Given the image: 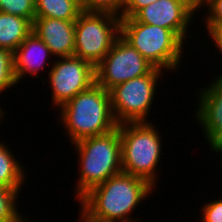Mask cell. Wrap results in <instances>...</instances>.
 I'll list each match as a JSON object with an SVG mask.
<instances>
[{
  "label": "cell",
  "mask_w": 222,
  "mask_h": 222,
  "mask_svg": "<svg viewBox=\"0 0 222 222\" xmlns=\"http://www.w3.org/2000/svg\"><path fill=\"white\" fill-rule=\"evenodd\" d=\"M154 188L146 180L122 171L92 188L78 202L89 216L100 221L139 222L131 214L155 192Z\"/></svg>",
  "instance_id": "cell-1"
},
{
  "label": "cell",
  "mask_w": 222,
  "mask_h": 222,
  "mask_svg": "<svg viewBox=\"0 0 222 222\" xmlns=\"http://www.w3.org/2000/svg\"><path fill=\"white\" fill-rule=\"evenodd\" d=\"M59 111V124L69 141L102 135L117 127L111 110L110 91L94 83L89 89L78 93L63 104Z\"/></svg>",
  "instance_id": "cell-2"
},
{
  "label": "cell",
  "mask_w": 222,
  "mask_h": 222,
  "mask_svg": "<svg viewBox=\"0 0 222 222\" xmlns=\"http://www.w3.org/2000/svg\"><path fill=\"white\" fill-rule=\"evenodd\" d=\"M79 180L74 196L81 199L92 188L122 172L121 141L118 126L108 133L75 142Z\"/></svg>",
  "instance_id": "cell-3"
},
{
  "label": "cell",
  "mask_w": 222,
  "mask_h": 222,
  "mask_svg": "<svg viewBox=\"0 0 222 222\" xmlns=\"http://www.w3.org/2000/svg\"><path fill=\"white\" fill-rule=\"evenodd\" d=\"M117 126L121 141L122 171L146 180L156 190L158 164L163 155L160 129H156L157 126L150 120Z\"/></svg>",
  "instance_id": "cell-4"
},
{
  "label": "cell",
  "mask_w": 222,
  "mask_h": 222,
  "mask_svg": "<svg viewBox=\"0 0 222 222\" xmlns=\"http://www.w3.org/2000/svg\"><path fill=\"white\" fill-rule=\"evenodd\" d=\"M120 36L154 67L168 73L181 67L187 46L172 30L138 22L134 17L121 18Z\"/></svg>",
  "instance_id": "cell-5"
},
{
  "label": "cell",
  "mask_w": 222,
  "mask_h": 222,
  "mask_svg": "<svg viewBox=\"0 0 222 222\" xmlns=\"http://www.w3.org/2000/svg\"><path fill=\"white\" fill-rule=\"evenodd\" d=\"M120 22L112 13L82 11L75 21L74 56L96 67L120 36Z\"/></svg>",
  "instance_id": "cell-6"
},
{
  "label": "cell",
  "mask_w": 222,
  "mask_h": 222,
  "mask_svg": "<svg viewBox=\"0 0 222 222\" xmlns=\"http://www.w3.org/2000/svg\"><path fill=\"white\" fill-rule=\"evenodd\" d=\"M164 72L154 67L148 74L118 84L110 90L111 110L117 124L148 122Z\"/></svg>",
  "instance_id": "cell-7"
},
{
  "label": "cell",
  "mask_w": 222,
  "mask_h": 222,
  "mask_svg": "<svg viewBox=\"0 0 222 222\" xmlns=\"http://www.w3.org/2000/svg\"><path fill=\"white\" fill-rule=\"evenodd\" d=\"M154 66L119 36L95 67V83L110 91L116 85L148 74Z\"/></svg>",
  "instance_id": "cell-8"
},
{
  "label": "cell",
  "mask_w": 222,
  "mask_h": 222,
  "mask_svg": "<svg viewBox=\"0 0 222 222\" xmlns=\"http://www.w3.org/2000/svg\"><path fill=\"white\" fill-rule=\"evenodd\" d=\"M48 73L52 106L58 109L78 93L95 83V67L79 57H60L54 60Z\"/></svg>",
  "instance_id": "cell-9"
},
{
  "label": "cell",
  "mask_w": 222,
  "mask_h": 222,
  "mask_svg": "<svg viewBox=\"0 0 222 222\" xmlns=\"http://www.w3.org/2000/svg\"><path fill=\"white\" fill-rule=\"evenodd\" d=\"M199 12L191 0H158L141 9L134 18L141 23L172 30L184 43H189V28Z\"/></svg>",
  "instance_id": "cell-10"
},
{
  "label": "cell",
  "mask_w": 222,
  "mask_h": 222,
  "mask_svg": "<svg viewBox=\"0 0 222 222\" xmlns=\"http://www.w3.org/2000/svg\"><path fill=\"white\" fill-rule=\"evenodd\" d=\"M199 90L200 93L196 94L198 106L193 117L213 152L222 144V74Z\"/></svg>",
  "instance_id": "cell-11"
},
{
  "label": "cell",
  "mask_w": 222,
  "mask_h": 222,
  "mask_svg": "<svg viewBox=\"0 0 222 222\" xmlns=\"http://www.w3.org/2000/svg\"><path fill=\"white\" fill-rule=\"evenodd\" d=\"M52 56L48 46L32 31L13 52V71L16 82L20 84L21 79L23 80L27 74L40 79L39 72L44 71L48 66L51 67L54 63V59L50 60Z\"/></svg>",
  "instance_id": "cell-12"
},
{
  "label": "cell",
  "mask_w": 222,
  "mask_h": 222,
  "mask_svg": "<svg viewBox=\"0 0 222 222\" xmlns=\"http://www.w3.org/2000/svg\"><path fill=\"white\" fill-rule=\"evenodd\" d=\"M32 31L48 46L52 59L74 56L75 21L35 17Z\"/></svg>",
  "instance_id": "cell-13"
},
{
  "label": "cell",
  "mask_w": 222,
  "mask_h": 222,
  "mask_svg": "<svg viewBox=\"0 0 222 222\" xmlns=\"http://www.w3.org/2000/svg\"><path fill=\"white\" fill-rule=\"evenodd\" d=\"M32 29L33 23L30 20L0 11V48L13 53Z\"/></svg>",
  "instance_id": "cell-14"
},
{
  "label": "cell",
  "mask_w": 222,
  "mask_h": 222,
  "mask_svg": "<svg viewBox=\"0 0 222 222\" xmlns=\"http://www.w3.org/2000/svg\"><path fill=\"white\" fill-rule=\"evenodd\" d=\"M0 141V186L5 188H22L27 181L26 168L9 149L8 144ZM8 146V147H7ZM25 168V170H24Z\"/></svg>",
  "instance_id": "cell-15"
},
{
  "label": "cell",
  "mask_w": 222,
  "mask_h": 222,
  "mask_svg": "<svg viewBox=\"0 0 222 222\" xmlns=\"http://www.w3.org/2000/svg\"><path fill=\"white\" fill-rule=\"evenodd\" d=\"M81 12L80 0H35V17L76 21Z\"/></svg>",
  "instance_id": "cell-16"
},
{
  "label": "cell",
  "mask_w": 222,
  "mask_h": 222,
  "mask_svg": "<svg viewBox=\"0 0 222 222\" xmlns=\"http://www.w3.org/2000/svg\"><path fill=\"white\" fill-rule=\"evenodd\" d=\"M20 189L0 186V222H18L23 217L17 204Z\"/></svg>",
  "instance_id": "cell-17"
},
{
  "label": "cell",
  "mask_w": 222,
  "mask_h": 222,
  "mask_svg": "<svg viewBox=\"0 0 222 222\" xmlns=\"http://www.w3.org/2000/svg\"><path fill=\"white\" fill-rule=\"evenodd\" d=\"M16 84L18 85L13 71V53L0 48V96L5 91L7 93V89L10 90L9 88L15 87ZM0 111L3 114L6 113L2 106L0 107Z\"/></svg>",
  "instance_id": "cell-18"
},
{
  "label": "cell",
  "mask_w": 222,
  "mask_h": 222,
  "mask_svg": "<svg viewBox=\"0 0 222 222\" xmlns=\"http://www.w3.org/2000/svg\"><path fill=\"white\" fill-rule=\"evenodd\" d=\"M0 11L30 20L35 19V0H0Z\"/></svg>",
  "instance_id": "cell-19"
},
{
  "label": "cell",
  "mask_w": 222,
  "mask_h": 222,
  "mask_svg": "<svg viewBox=\"0 0 222 222\" xmlns=\"http://www.w3.org/2000/svg\"><path fill=\"white\" fill-rule=\"evenodd\" d=\"M126 0H80L82 11L108 12L121 16Z\"/></svg>",
  "instance_id": "cell-20"
},
{
  "label": "cell",
  "mask_w": 222,
  "mask_h": 222,
  "mask_svg": "<svg viewBox=\"0 0 222 222\" xmlns=\"http://www.w3.org/2000/svg\"><path fill=\"white\" fill-rule=\"evenodd\" d=\"M207 202L205 201V204L201 205L200 214L202 221L200 222H222V197Z\"/></svg>",
  "instance_id": "cell-21"
},
{
  "label": "cell",
  "mask_w": 222,
  "mask_h": 222,
  "mask_svg": "<svg viewBox=\"0 0 222 222\" xmlns=\"http://www.w3.org/2000/svg\"><path fill=\"white\" fill-rule=\"evenodd\" d=\"M203 10H202V9ZM198 10H207L208 12L203 16L205 19L200 21L204 23H222V0H205Z\"/></svg>",
  "instance_id": "cell-22"
},
{
  "label": "cell",
  "mask_w": 222,
  "mask_h": 222,
  "mask_svg": "<svg viewBox=\"0 0 222 222\" xmlns=\"http://www.w3.org/2000/svg\"><path fill=\"white\" fill-rule=\"evenodd\" d=\"M158 0H126L120 18H133L141 9Z\"/></svg>",
  "instance_id": "cell-23"
},
{
  "label": "cell",
  "mask_w": 222,
  "mask_h": 222,
  "mask_svg": "<svg viewBox=\"0 0 222 222\" xmlns=\"http://www.w3.org/2000/svg\"><path fill=\"white\" fill-rule=\"evenodd\" d=\"M203 27L207 30L205 34L208 32V39H212L213 45L215 44V49L222 54V23H205ZM220 72L222 74V69Z\"/></svg>",
  "instance_id": "cell-24"
},
{
  "label": "cell",
  "mask_w": 222,
  "mask_h": 222,
  "mask_svg": "<svg viewBox=\"0 0 222 222\" xmlns=\"http://www.w3.org/2000/svg\"><path fill=\"white\" fill-rule=\"evenodd\" d=\"M80 209V213L78 215V221L80 222H107V221H100L97 219L92 218L91 216H89L81 207H79Z\"/></svg>",
  "instance_id": "cell-25"
},
{
  "label": "cell",
  "mask_w": 222,
  "mask_h": 222,
  "mask_svg": "<svg viewBox=\"0 0 222 222\" xmlns=\"http://www.w3.org/2000/svg\"><path fill=\"white\" fill-rule=\"evenodd\" d=\"M217 152V154L219 153L220 155V167H222V144L220 145V146H218L215 150H214V153H216ZM222 169V168H221Z\"/></svg>",
  "instance_id": "cell-26"
},
{
  "label": "cell",
  "mask_w": 222,
  "mask_h": 222,
  "mask_svg": "<svg viewBox=\"0 0 222 222\" xmlns=\"http://www.w3.org/2000/svg\"><path fill=\"white\" fill-rule=\"evenodd\" d=\"M197 7H199L205 0H191Z\"/></svg>",
  "instance_id": "cell-27"
},
{
  "label": "cell",
  "mask_w": 222,
  "mask_h": 222,
  "mask_svg": "<svg viewBox=\"0 0 222 222\" xmlns=\"http://www.w3.org/2000/svg\"><path fill=\"white\" fill-rule=\"evenodd\" d=\"M27 216H23L18 222H31V221H29V219L28 218H26ZM26 219H28V221L26 220ZM33 222V221H32Z\"/></svg>",
  "instance_id": "cell-28"
},
{
  "label": "cell",
  "mask_w": 222,
  "mask_h": 222,
  "mask_svg": "<svg viewBox=\"0 0 222 222\" xmlns=\"http://www.w3.org/2000/svg\"><path fill=\"white\" fill-rule=\"evenodd\" d=\"M5 118L4 114L0 111V123L2 122V120Z\"/></svg>",
  "instance_id": "cell-29"
}]
</instances>
